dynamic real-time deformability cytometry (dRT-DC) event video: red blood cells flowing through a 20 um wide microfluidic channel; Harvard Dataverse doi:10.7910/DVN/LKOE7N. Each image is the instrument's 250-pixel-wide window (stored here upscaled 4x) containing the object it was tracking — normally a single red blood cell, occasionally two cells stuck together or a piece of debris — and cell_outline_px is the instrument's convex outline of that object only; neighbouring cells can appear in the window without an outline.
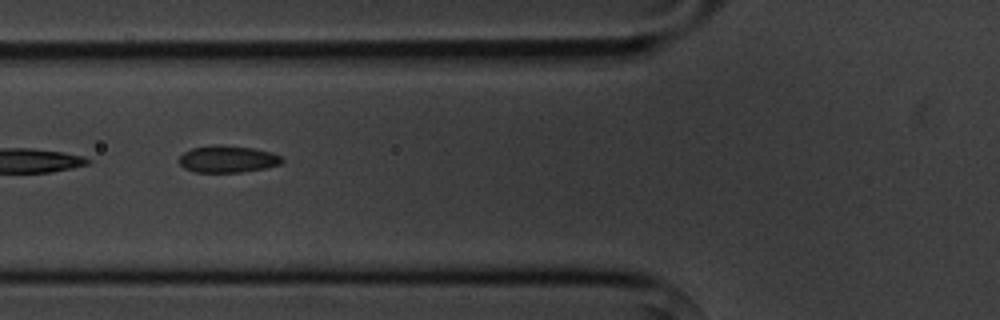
{"species": "common noctule bat (a hibernating species)", "species_latin": "Nyctalus noctula", "temperature_condition": "cold", "stored_images_in_passage": 9, "camera_frame_rate_fps": 3000, "um_per_image_px": 0.085, "animal": {"sex": "male", "body_mass_g": 20.1, "forearm_length_mm": 53.5}, "frame": {"image": 1, "passage_image": 6, "time_ms": 6.0, "image_size_px": [1000, 320], "cell_outline_px": [[284, 160], [280, 164], [264, 168], [240, 172], [196, 172], [184, 168], [180, 164], [180, 156], [184, 152], [192, 148], [212, 144], [220, 144], [252, 148], [272, 152], [280, 156]], "centroid_in_image_um": [19.34, 13.51], "position_along_channel_um": 106.5, "area_um2": 16.13}}
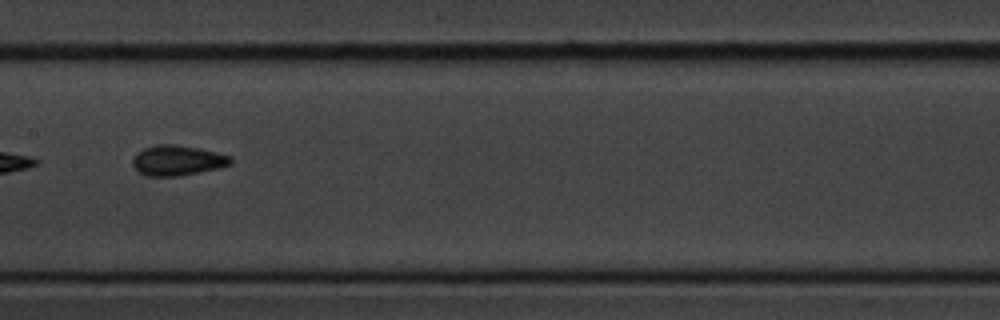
{"frame": {"image": 2, "passage_image": 8, "time_ms": 8.333, "image_size_px": [1000, 320], "cell_outline_px": [[232, 164], [220, 168], [180, 176], [148, 176], [140, 172], [132, 164], [132, 160], [144, 148], [156, 144], [176, 144], [200, 148], [232, 156]], "centroid_in_image_um": [15.14, 13.63], "position_along_channel_um": 192.3, "area_um2": 17.28}}
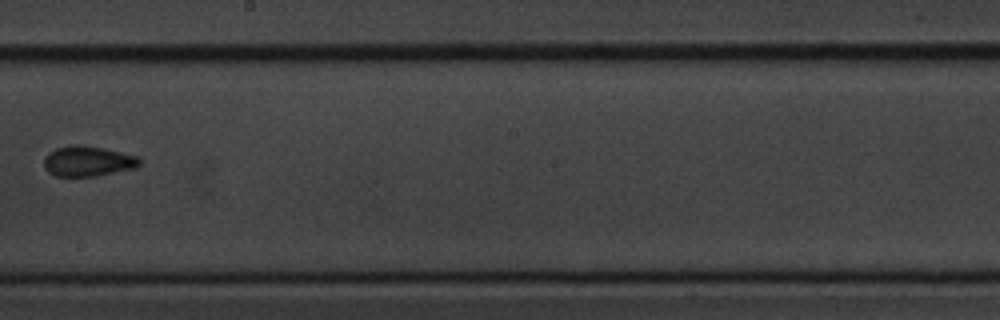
{"frame": {"image": 3, "passage_image": 9, "time_ms": 9.667, "image_size_px": [1000, 320], "cell_outline_px": [[140, 164], [136, 168], [96, 176], [56, 176], [48, 172], [44, 168], [44, 156], [48, 152], [56, 148], [72, 144], [76, 144], [100, 148], [120, 152], [136, 156], [140, 160]], "centroid_in_image_um": [7.42, 13.71], "position_along_channel_um": 240.8, "area_um2": 16.82}}